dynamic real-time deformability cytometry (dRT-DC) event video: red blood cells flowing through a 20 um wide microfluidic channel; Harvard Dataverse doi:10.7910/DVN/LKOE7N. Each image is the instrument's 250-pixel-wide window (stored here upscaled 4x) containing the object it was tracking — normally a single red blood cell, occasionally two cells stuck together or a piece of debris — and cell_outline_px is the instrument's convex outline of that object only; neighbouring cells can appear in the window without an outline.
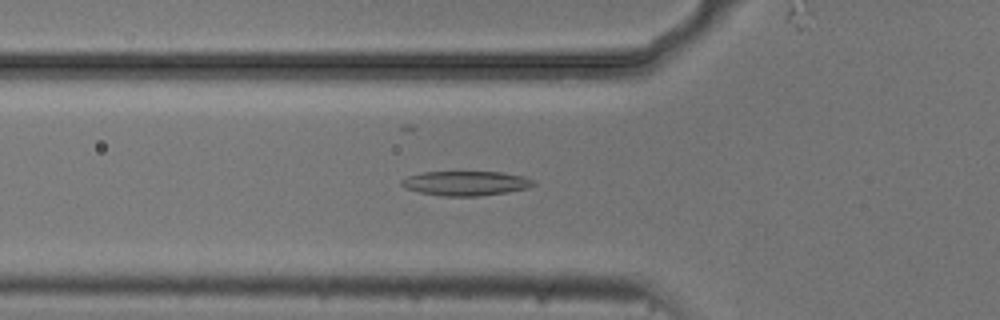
{"species": "common noctule bat (a hibernating species)", "species_latin": "Nyctalus noctula", "temperature_condition": "cold", "stored_images_in_passage": 39, "camera_frame_rate_fps": 3000, "um_per_image_px": 0.085, "animal": {"sex": "male", "body_mass_g": 20.5, "forearm_length_mm": 52.5}, "frame": {"image": 1, "passage_image": 4, "time_ms": 1.0, "image_size_px": [1000, 320], "cell_outline_px": [[536, 184], [528, 188], [508, 192], [480, 196], [444, 196], [420, 192], [404, 188], [400, 184], [400, 180], [408, 176], [424, 172], [500, 172], [524, 176], [532, 180]], "centroid_in_image_um": [39.59, 15.58], "position_along_channel_um": 86.2, "area_um2": 18.84}}
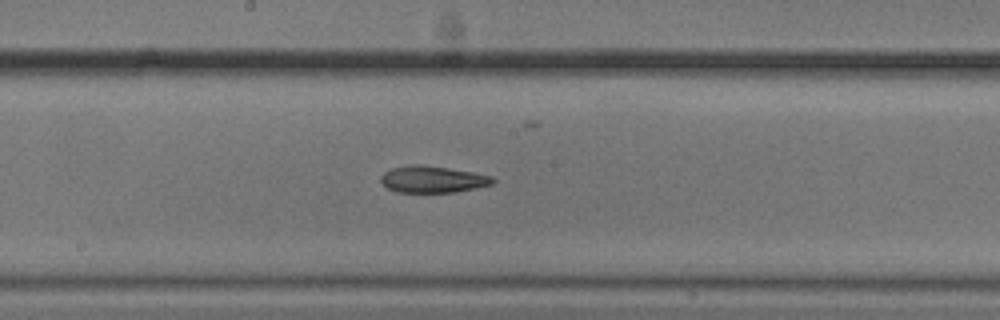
{"frame": {"image": 2, "passage_image": 14, "time_ms": 4.333, "image_size_px": [1000, 320], "cell_outline_px": [[496, 180], [492, 184], [476, 188], [452, 192], [396, 192], [388, 188], [380, 180], [380, 176], [384, 172], [392, 168], [412, 164], [420, 164], [448, 168], [472, 172], [492, 176]], "centroid_in_image_um": [36.76, 15.24], "position_along_channel_um": 211.4, "area_um2": 17.34}}
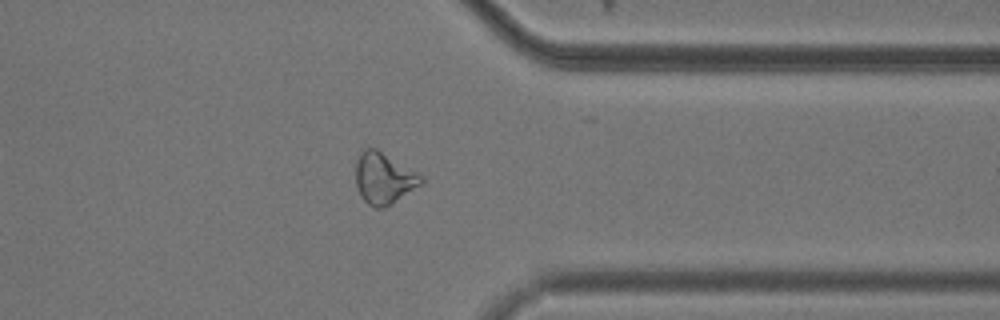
{"frame": {"image": 3, "passage_image": 28, "time_ms": 9.0, "image_size_px": [1000, 320], "cell_outline_px": [[424, 184], [384, 208], [376, 208], [368, 204], [364, 200], [356, 184], [356, 160], [360, 152], [364, 148], [376, 148], [424, 176]], "centroid_in_image_um": [32.65, 15.15], "position_along_channel_um": 378.7, "area_um2": 19.65}}